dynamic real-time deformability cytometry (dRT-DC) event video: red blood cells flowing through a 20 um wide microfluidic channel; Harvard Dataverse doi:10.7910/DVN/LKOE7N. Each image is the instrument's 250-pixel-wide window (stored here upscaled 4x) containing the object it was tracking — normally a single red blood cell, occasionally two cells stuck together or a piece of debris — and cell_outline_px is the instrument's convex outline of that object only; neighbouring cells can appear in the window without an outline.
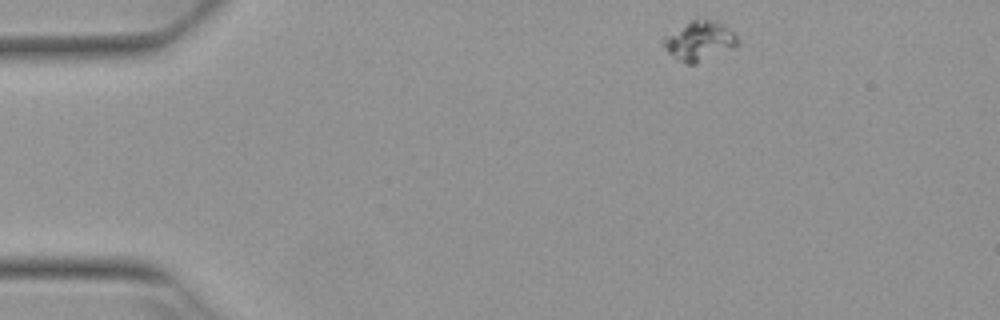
{"species": "Egyptian fruit bat (a non-hibernating species)", "species_latin": "Rousettus aegyptiacus", "temperature_condition": "warm", "stored_images_in_passage": 3, "camera_frame_rate_fps": 3000, "um_per_image_px": 0.085, "animal": {"sex": "female"}, "frame": {"image": 1, "passage_image": 1, "time_ms": 0.0, "image_size_px": [1000, 320], "cell_outline_px": [[740, 44], [736, 48], [696, 64], [688, 64], [676, 60], [664, 48], [664, 36], [696, 16], [720, 24], [728, 28], [740, 40]], "centroid_in_image_um": [59.47, 3.49], "position_along_channel_um": 25.5, "area_um2": 17.34}}